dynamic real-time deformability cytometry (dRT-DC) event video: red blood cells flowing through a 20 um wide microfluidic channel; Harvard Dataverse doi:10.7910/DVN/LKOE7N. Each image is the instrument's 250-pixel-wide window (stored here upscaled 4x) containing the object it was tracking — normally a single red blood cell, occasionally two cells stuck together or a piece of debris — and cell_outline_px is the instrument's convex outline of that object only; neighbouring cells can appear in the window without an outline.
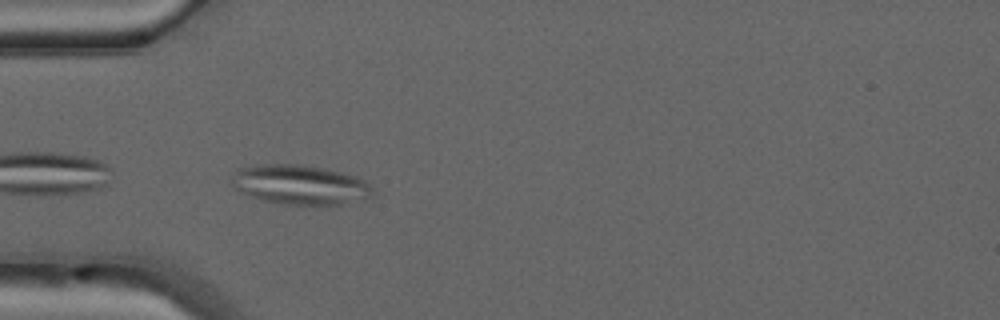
{"species": "common noctule bat (a hibernating species)", "species_latin": "Nyctalus noctula", "temperature_condition": "warm", "stored_images_in_passage": 35, "camera_frame_rate_fps": 3000, "um_per_image_px": 0.085, "animal": {"sex": "male", "forearm_length_mm": 52.5}, "frame": {"image": 1, "passage_image": 1, "time_ms": 0.0, "image_size_px": [1000, 320], "cell_outline_px": [[376, 192], [368, 200], [328, 208], [284, 204], [264, 200], [240, 192], [232, 188], [232, 180], [236, 168], [260, 164], [296, 164], [324, 168], [344, 172], [356, 176], [364, 180]], "centroid_in_image_um": [25.6, 15.75], "position_along_channel_um": 59.4, "area_um2": 33.81}, "authors_computed_cell_mechanics": {"area_um2": 24.3338, "velocity_mm_per_s": 4.1265, "shape_relaxation_time_tau1_ms": null, "shape_relaxation_time_tau2_ms": 1.0443, "deformation_change_tau1": null, "deformation_change_tau2": 0.0568}}